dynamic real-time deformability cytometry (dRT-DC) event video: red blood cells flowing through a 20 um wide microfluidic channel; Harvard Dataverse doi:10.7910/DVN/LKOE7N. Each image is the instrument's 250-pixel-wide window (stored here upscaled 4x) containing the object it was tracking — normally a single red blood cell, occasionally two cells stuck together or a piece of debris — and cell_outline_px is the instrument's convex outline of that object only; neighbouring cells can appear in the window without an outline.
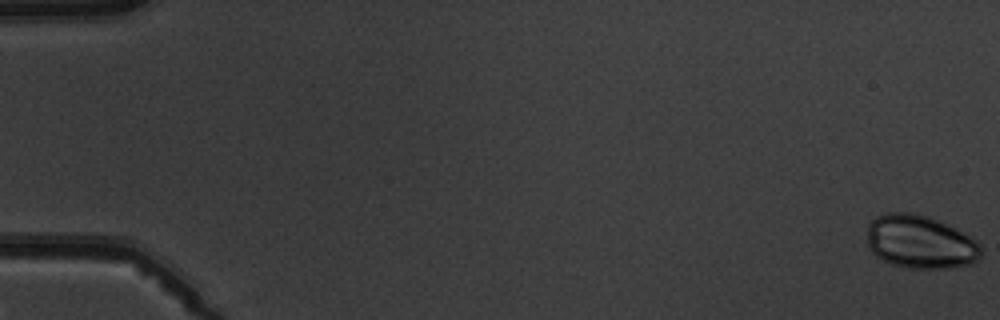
{"species": "common noctule bat (a hibernating species)", "species_latin": "Nyctalus noctula", "temperature_condition": "warm", "stored_images_in_passage": 5, "camera_frame_rate_fps": 3000, "um_per_image_px": 0.085, "animal": {"sex": "male", "body_mass_g": 19.5, "forearm_length_mm": 54.6}, "frame": {"image": 1, "passage_image": 1, "time_ms": 0.0, "image_size_px": [1000, 320], "cell_outline_px": [[980, 256], [972, 264], [952, 268], [908, 268], [892, 264], [876, 256], [868, 248], [868, 224], [876, 216], [888, 212], [912, 212], [928, 216], [940, 220], [948, 224], [976, 240], [980, 244]], "centroid_in_image_um": [78.21, 20.55], "position_along_channel_um": 6.8, "area_um2": 35.6}}